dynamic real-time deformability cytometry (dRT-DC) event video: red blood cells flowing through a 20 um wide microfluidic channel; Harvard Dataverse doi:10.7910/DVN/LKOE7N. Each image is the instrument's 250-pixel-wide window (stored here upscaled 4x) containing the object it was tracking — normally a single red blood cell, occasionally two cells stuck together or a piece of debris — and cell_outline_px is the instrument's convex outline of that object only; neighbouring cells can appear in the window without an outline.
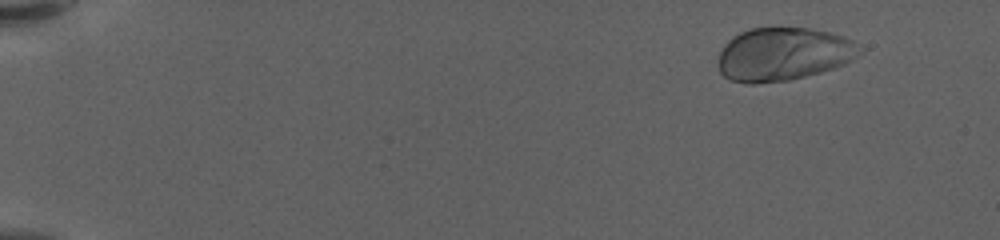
{"species": "human", "species_latin": "Homo sapiens", "temperature_condition": "warm", "stored_images_in_passage": 55, "camera_frame_rate_fps": 3000, "um_per_image_px": 0.085, "donor": {"sex": "female"}, "frame": {"image": 1, "passage_image": 2, "time_ms": 0.333, "image_size_px": [1000, 240], "cell_outline_px": [[864, 52], [844, 64], [836, 68], [788, 80], [756, 84], [748, 84], [728, 80], [720, 72], [720, 52], [724, 44], [732, 36], [740, 32], [752, 28], [776, 24], [808, 28], [828, 32], [844, 36], [852, 40], [864, 48]], "centroid_in_image_um": [66.6, 4.56], "position_along_channel_um": 18.4, "area_um2": 44.85}}
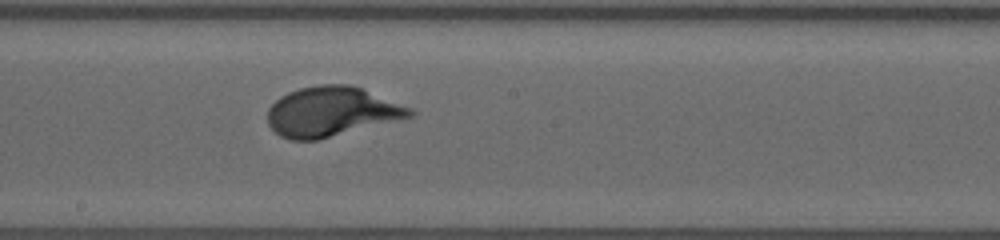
{"frame": {"image": 2, "passage_image": 31, "time_ms": 10.0, "image_size_px": [1000, 240], "cell_outline_px": [[416, 116], [320, 140], [288, 140], [280, 136], [268, 124], [268, 108], [280, 96], [288, 92], [300, 88], [320, 84], [352, 84], [412, 108], [416, 112]], "centroid_in_image_um": [28.21, 9.5], "position_along_channel_um": 220.0, "area_um2": 41.67}}
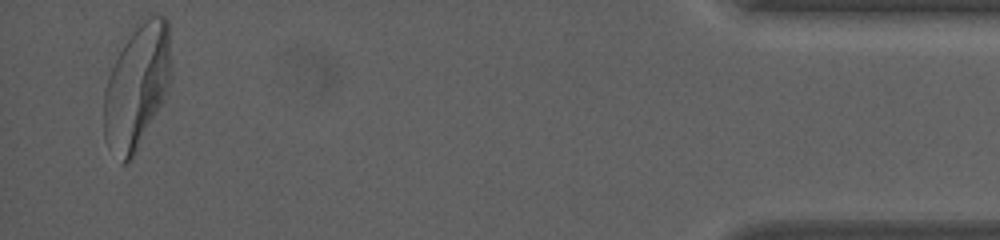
{"frame": {"image": 3, "passage_image": 54, "time_ms": 17.667, "image_size_px": [1000, 240], "cell_outline_px": [[172, 68], [168, 88], [156, 112], [132, 156], [124, 164], [120, 164], [108, 148], [104, 136], [104, 92], [108, 76], [124, 44], [132, 32], [148, 12], [156, 12], [164, 16], [168, 20]], "centroid_in_image_um": [11.64, 7.27], "position_along_channel_um": 423.6, "area_um2": 48.38}, "authors_computed_cell_mechanics": {"area_um2": 41.2114, "velocity_mm_per_s": 3.5489, "shape_relaxation_time_tau1_ms": 2.7779, "shape_relaxation_time_tau2_ms": null, "deformation_change_tau1": 0.1768, "deformation_change_tau2": null}}